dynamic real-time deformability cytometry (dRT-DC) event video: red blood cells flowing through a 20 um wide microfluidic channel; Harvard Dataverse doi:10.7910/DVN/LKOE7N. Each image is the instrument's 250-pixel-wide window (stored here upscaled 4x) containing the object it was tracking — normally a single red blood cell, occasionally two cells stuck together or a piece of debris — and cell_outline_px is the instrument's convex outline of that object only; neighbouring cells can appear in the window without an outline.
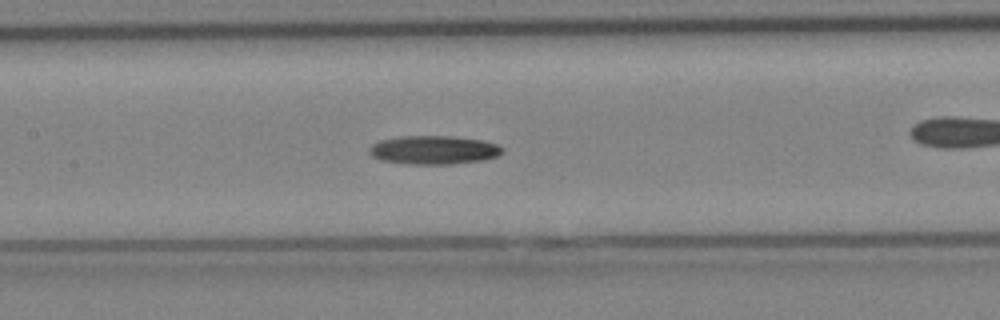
{"species": "Egyptian fruit bat (a non-hibernating species)", "species_latin": "Rousettus aegyptiacus", "temperature_condition": "cold", "stored_images_in_passage": 34, "camera_frame_rate_fps": 3000, "um_per_image_px": 0.085, "animal": {"sex": "female"}, "frame": {"image": 1, "passage_image": 15, "time_ms": 4.667, "image_size_px": [1000, 320], "cell_outline_px": [[504, 152], [496, 156], [484, 160], [452, 164], [408, 164], [380, 160], [372, 156], [368, 152], [368, 148], [372, 144], [380, 140], [400, 136], [452, 136], [480, 140], [496, 144], [504, 148]], "centroid_in_image_um": [36.84, 12.75], "position_along_channel_um": 170.6, "area_um2": 22.31}}
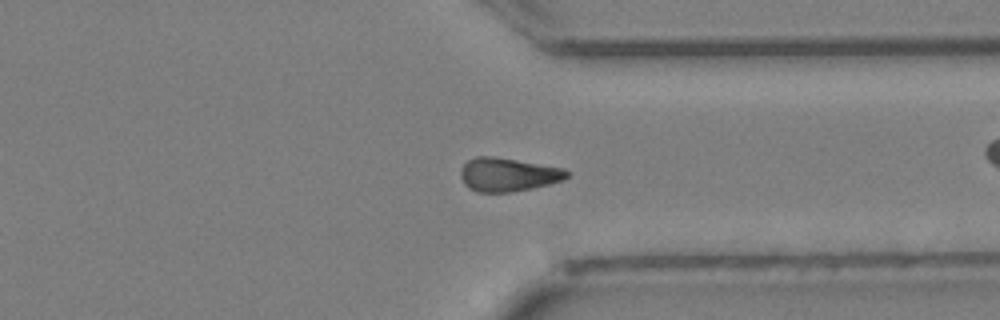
{"frame": {"image": 2, "passage_image": 25, "time_ms": 8.0, "image_size_px": [1000, 320], "cell_outline_px": [[572, 172], [564, 180], [532, 188], [508, 192], [476, 192], [468, 188], [464, 184], [460, 176], [460, 168], [468, 160], [476, 156], [492, 156], [564, 168]], "centroid_in_image_um": [43.17, 14.84], "position_along_channel_um": 368.2, "area_um2": 20.87}}
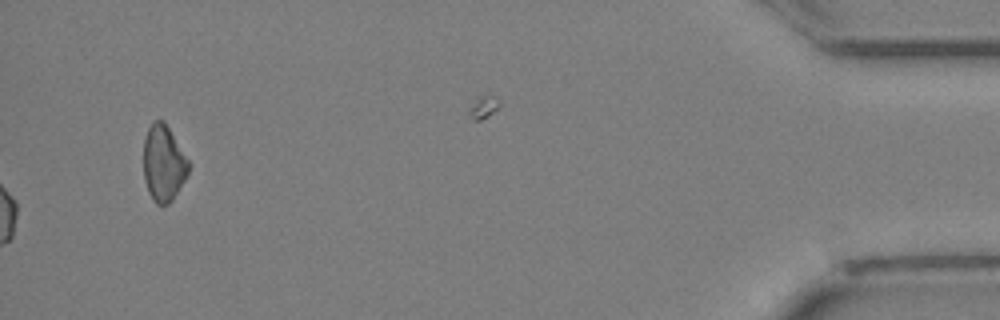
{"frame": {"image": 3, "passage_image": 34, "time_ms": 11.0, "image_size_px": [1000, 320], "cell_outline_px": [[192, 164], [184, 180], [172, 200], [168, 204], [156, 204], [152, 200], [148, 192], [144, 180], [144, 140], [148, 128], [152, 120], [164, 120]], "centroid_in_image_um": [13.91, 13.86], "position_along_channel_um": 421.3, "area_um2": 20.23}}